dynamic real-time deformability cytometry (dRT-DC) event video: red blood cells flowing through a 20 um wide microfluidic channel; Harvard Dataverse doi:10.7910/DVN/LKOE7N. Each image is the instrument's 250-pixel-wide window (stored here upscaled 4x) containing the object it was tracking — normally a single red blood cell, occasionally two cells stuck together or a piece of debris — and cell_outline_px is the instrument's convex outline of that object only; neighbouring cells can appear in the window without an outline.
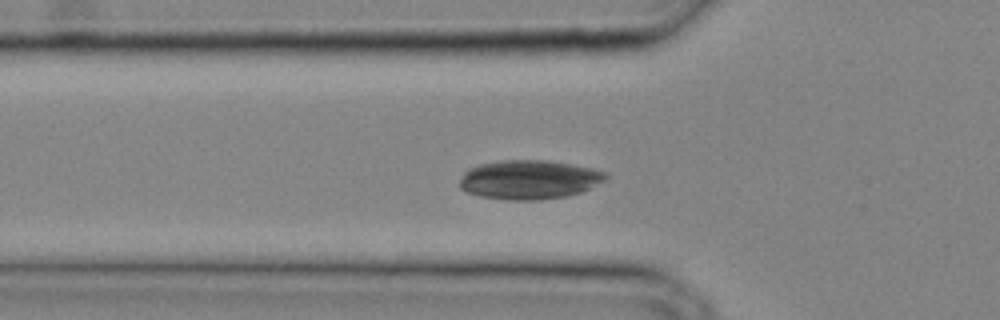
{"species": "common noctule bat (a hibernating species)", "species_latin": "Nyctalus noctula", "temperature_condition": "cold", "stored_images_in_passage": 9, "camera_frame_rate_fps": 3000, "um_per_image_px": 0.085, "animal": {"sex": "male", "body_mass_g": 20.4}, "frame": {"image": 1, "passage_image": 8, "time_ms": 2.333, "image_size_px": [1000, 320], "cell_outline_px": [[608, 176], [604, 180], [580, 192], [564, 196], [540, 200], [508, 200], [480, 196], [468, 192], [460, 188], [460, 180], [464, 172], [468, 168], [480, 164], [500, 160], [548, 160], [572, 164], [592, 168], [608, 172]], "centroid_in_image_um": [44.96, 15.26], "position_along_channel_um": 80.8, "area_um2": 33.23}}